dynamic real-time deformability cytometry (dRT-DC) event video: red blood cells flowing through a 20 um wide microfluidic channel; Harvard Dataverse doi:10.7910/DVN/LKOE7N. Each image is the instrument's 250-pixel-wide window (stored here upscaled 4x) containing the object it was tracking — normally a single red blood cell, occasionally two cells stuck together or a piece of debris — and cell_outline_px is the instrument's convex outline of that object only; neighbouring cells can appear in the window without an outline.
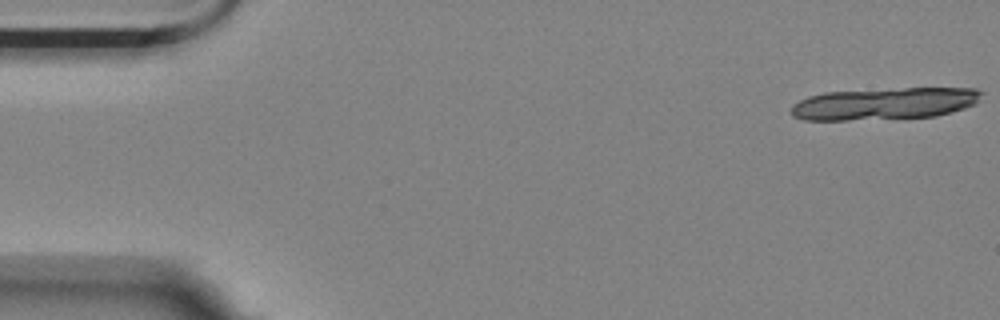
{"species": "Egyptian fruit bat (a non-hibernating species)", "species_latin": "Rousettus aegyptiacus", "temperature_condition": "room temperature", "stored_images_in_passage": 18, "camera_frame_rate_fps": 3000, "um_per_image_px": 0.085, "animal": {"sex": "female"}, "frame": {"image": 1, "passage_image": 1, "time_ms": 0.0, "image_size_px": [1000, 320], "cell_outline_px": [[984, 92], [976, 104], [952, 112], [936, 116], [848, 120], [804, 120], [792, 116], [788, 112], [792, 104], [808, 96], [824, 92], [904, 88], [976, 88]], "centroid_in_image_um": [75.16, 8.81], "position_along_channel_um": 9.8, "area_um2": 35.72}}